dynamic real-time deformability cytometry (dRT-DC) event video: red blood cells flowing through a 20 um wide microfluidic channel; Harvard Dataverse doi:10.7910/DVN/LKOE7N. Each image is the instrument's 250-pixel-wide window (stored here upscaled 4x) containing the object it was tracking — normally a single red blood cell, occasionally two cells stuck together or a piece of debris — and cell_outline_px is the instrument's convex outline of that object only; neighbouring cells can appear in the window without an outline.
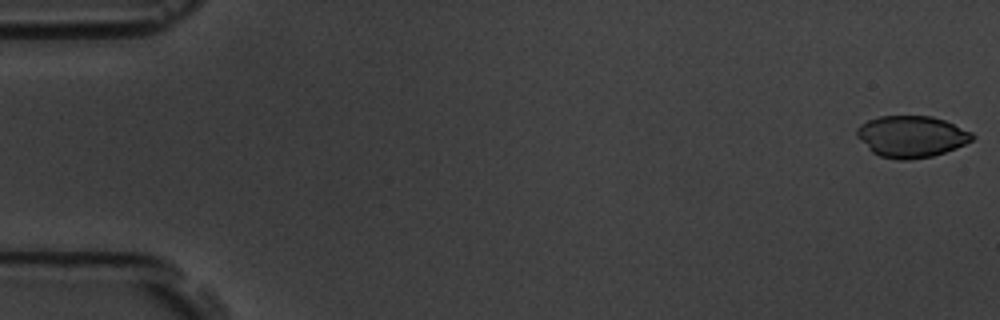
{"species": "common noctule bat (a hibernating species)", "species_latin": "Nyctalus noctula", "temperature_condition": "room temperature", "stored_images_in_passage": 6, "camera_frame_rate_fps": 3000, "um_per_image_px": 0.085, "animal": {"sex": "male", "body_mass_g": 19.5, "forearm_length_mm": 54.6}, "frame": {"image": 1, "passage_image": 1, "time_ms": 0.0, "image_size_px": [1000, 320], "cell_outline_px": [[976, 136], [972, 140], [956, 148], [932, 156], [908, 160], [900, 160], [880, 156], [872, 152], [856, 136], [856, 128], [860, 124], [868, 120], [880, 116], [932, 116], [944, 120], [972, 132]], "centroid_in_image_um": [77.46, 11.6], "position_along_channel_um": 7.5, "area_um2": 27.92}}
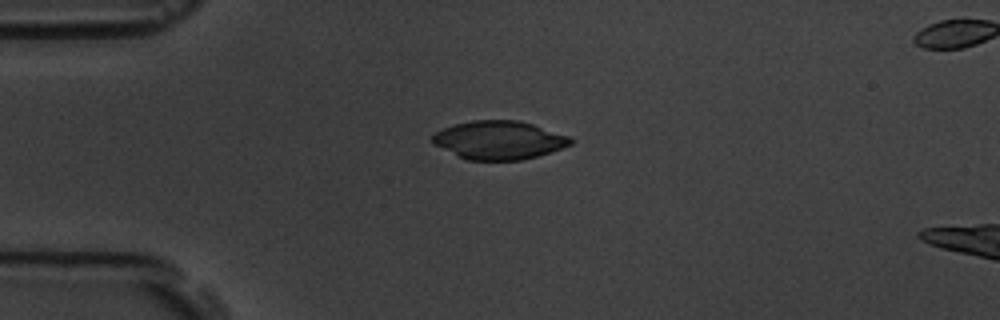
{"frame": {"image": 2, "passage_image": 5, "time_ms": 4.333, "image_size_px": [1000, 320], "cell_outline_px": [[572, 144], [536, 156], [520, 160], [468, 160], [456, 156], [432, 144], [432, 136], [436, 132], [444, 128], [456, 124], [472, 120], [520, 120], [568, 136], [572, 140]], "centroid_in_image_um": [42.36, 11.91], "position_along_channel_um": 42.6, "area_um2": 30.69}}